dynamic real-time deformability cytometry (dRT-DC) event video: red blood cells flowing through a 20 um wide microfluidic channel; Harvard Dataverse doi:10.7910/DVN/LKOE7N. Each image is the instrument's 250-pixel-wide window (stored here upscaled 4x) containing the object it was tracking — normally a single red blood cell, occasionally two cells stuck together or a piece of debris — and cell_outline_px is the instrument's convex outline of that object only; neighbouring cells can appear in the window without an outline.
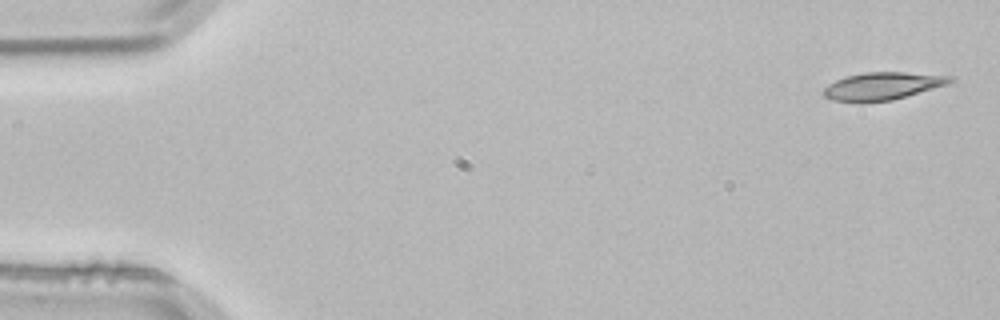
{"species": "common noctule bat (a hibernating species)", "species_latin": "Nyctalus noctula", "temperature_condition": "room temperature", "stored_images_in_passage": 4, "camera_frame_rate_fps": 3000, "um_per_image_px": 0.085, "animal": {"sex": "male", "body_mass_g": 21.5, "forearm_length_mm": 52.0}, "frame": {"image": 1, "passage_image": 1, "time_ms": 0.0, "image_size_px": [1000, 320], "cell_outline_px": [[952, 80], [948, 84], [892, 100], [860, 104], [832, 100], [824, 96], [820, 92], [828, 84], [836, 80], [848, 76], [864, 72], [904, 72], [952, 76]], "centroid_in_image_um": [74.93, 7.34], "position_along_channel_um": 10.1, "area_um2": 20.58}}
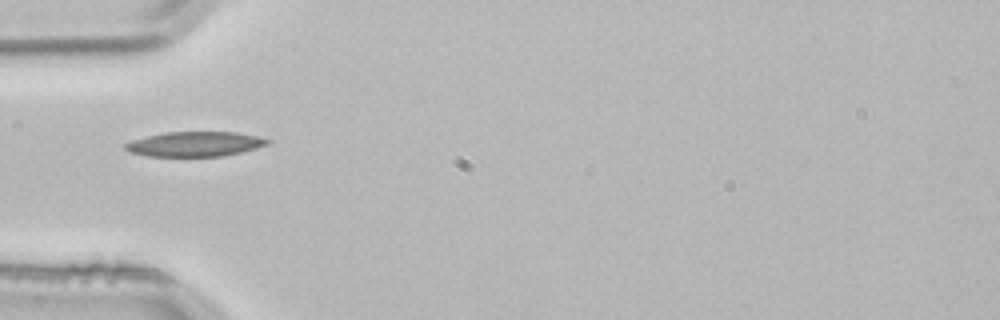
{"frame": {"image": 2, "passage_image": 4, "time_ms": 1.0, "image_size_px": [1000, 320], "cell_outline_px": [[272, 144], [224, 156], [148, 156], [128, 152], [124, 148], [124, 144], [132, 140], [148, 136], [168, 132], [236, 132], [256, 136], [272, 140]], "centroid_in_image_um": [16.59, 12.25], "position_along_channel_um": 68.4, "area_um2": 20.58}}